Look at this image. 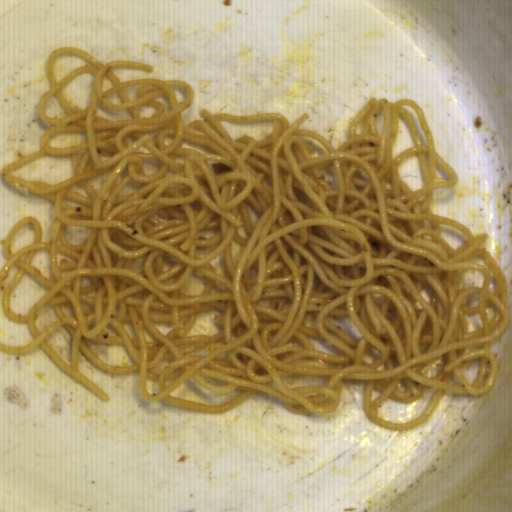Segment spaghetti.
<instances>
[{
	"label": "spaghetti",
	"mask_w": 512,
	"mask_h": 512,
	"mask_svg": "<svg viewBox=\"0 0 512 512\" xmlns=\"http://www.w3.org/2000/svg\"><path fill=\"white\" fill-rule=\"evenodd\" d=\"M84 65L57 83L53 68L64 53ZM113 68L155 71L143 62H100L74 46L56 47L44 63L48 89L37 119L46 127L42 149L3 167L0 179L16 190L37 195L52 206L49 243L34 217L20 219L3 245L0 269L2 313L27 324L32 340L19 346L0 342V354L25 355L40 348L51 361L98 400L106 392L80 372L81 356L110 375L139 372L137 387L149 402L207 414H225L259 391L284 401L291 414L335 412L345 382L364 381L362 407L386 429L404 431L429 420L446 394L481 396L492 391L500 364L491 344L510 325L509 290L493 255L481 245L487 233L473 236L464 225L430 207L434 190L459 183L453 167L437 152L428 120L415 99L371 97L349 122L348 139L334 149L319 133L299 128L304 113L289 124L276 112L212 114L184 123L195 91L187 81L137 78L121 82ZM93 74L90 105L81 109L62 89L80 74ZM184 88L181 105L172 87ZM56 96L65 116L49 118L45 107ZM129 110L133 119L109 121L97 107ZM156 108L141 119L136 106ZM402 105L418 114L428 145ZM398 114L415 146L392 161ZM274 120L264 140L242 135L234 141L219 122ZM87 134L85 142L51 148L54 135ZM183 141L208 149L182 148ZM424 186L411 191L400 179L402 160L413 154ZM43 156H71L73 176L57 183L13 175ZM159 159V172L146 176L142 160ZM116 165V166H115ZM98 195L87 182L114 167ZM35 240L13 256L10 244L26 224ZM440 223L467 236L458 248L442 238ZM67 227H91L83 243H70ZM221 244L204 259L196 247ZM231 239L244 247L235 269ZM49 250V280L32 266L37 250ZM478 269L483 287L459 292L466 269ZM193 269L209 277L201 295L180 293ZM25 275L48 288L26 315L10 306ZM52 306L58 318L40 334L37 310ZM224 322L211 335H187L199 312ZM349 316L362 334L356 340L328 314ZM480 313L483 328L467 332L465 315ZM189 315V316H188ZM183 329L162 335L153 322ZM72 336L70 362L45 342L62 326ZM187 335V336H186ZM335 345L340 356L316 350L308 336ZM97 343L124 344L137 363L113 367L90 350ZM444 357L435 376L422 371ZM480 359L471 385L464 376ZM330 375L327 386L288 388L287 373ZM192 377L216 394L242 389L225 405H208L169 395ZM147 378L160 392L146 390ZM425 389H437L427 409L411 422L378 417L382 401L408 404Z\"/></svg>",
	"instance_id": "spaghetti-1"
}]
</instances>
